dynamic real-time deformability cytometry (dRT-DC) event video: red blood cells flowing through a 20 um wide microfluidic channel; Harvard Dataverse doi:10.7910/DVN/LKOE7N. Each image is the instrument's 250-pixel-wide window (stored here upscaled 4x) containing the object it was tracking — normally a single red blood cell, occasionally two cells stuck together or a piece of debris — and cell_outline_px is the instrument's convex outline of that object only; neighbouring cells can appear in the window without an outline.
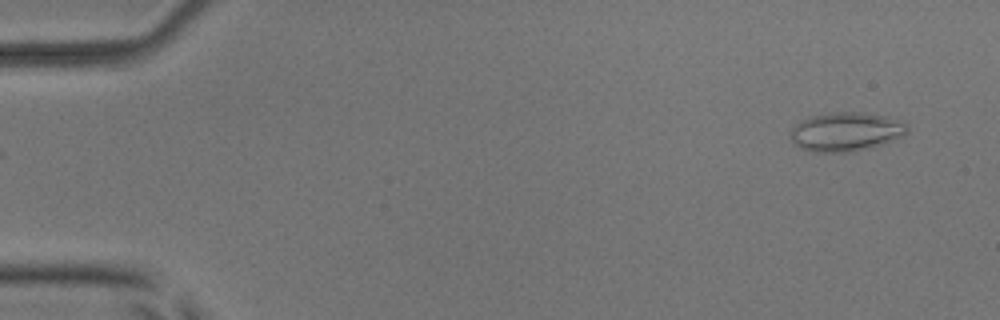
{"species": "common noctule bat (a hibernating species)", "species_latin": "Nyctalus noctula", "temperature_condition": "room temperature", "stored_images_in_passage": 54, "camera_frame_rate_fps": 3000, "um_per_image_px": 0.085, "animal": {"sex": "male", "body_mass_g": 17.9, "forearm_length_mm": 54.2}, "frame": {"image": 1, "passage_image": 4, "time_ms": 1.0, "image_size_px": [1000, 320], "cell_outline_px": [[908, 132], [884, 144], [852, 152], [816, 152], [800, 148], [792, 144], [792, 128], [800, 120], [812, 116], [832, 112], [860, 112], [884, 116], [904, 120], [908, 124]], "centroid_in_image_um": [71.92, 11.2], "position_along_channel_um": 13.1, "area_um2": 26.59}}
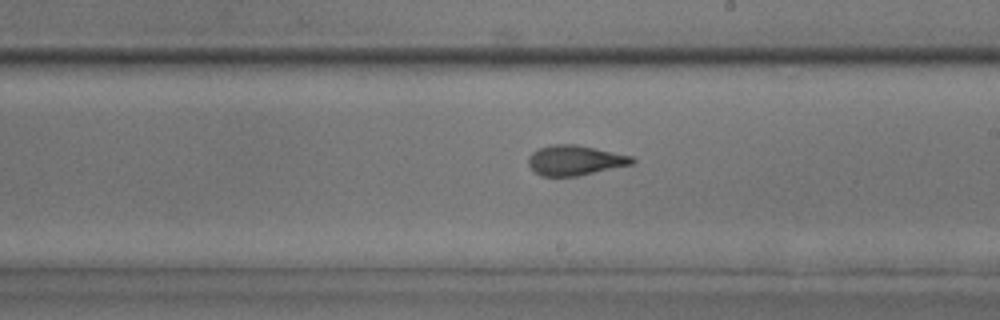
{"frame": {"image": 2, "passage_image": 32, "time_ms": 10.333, "image_size_px": [1000, 320], "cell_outline_px": [[636, 160], [632, 164], [576, 176], [540, 176], [528, 164], [528, 156], [532, 152], [540, 148], [552, 144], [576, 144], [632, 156]], "centroid_in_image_um": [48.85, 13.62], "position_along_channel_um": 240.1, "area_um2": 17.98}}
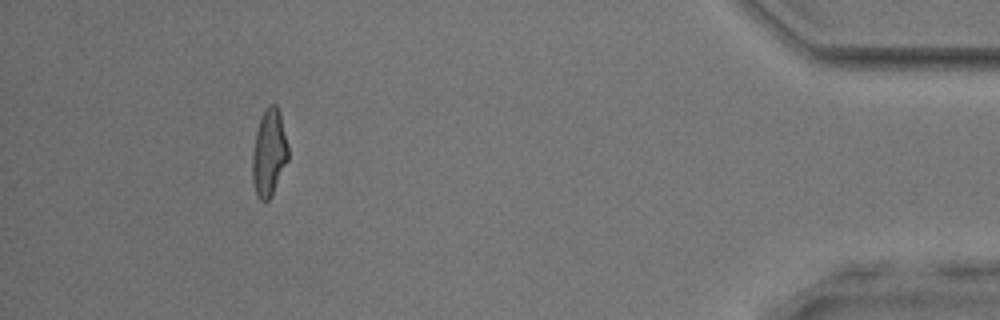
{"frame": {"image": 3, "passage_image": 50, "time_ms": 16.333, "image_size_px": [1000, 320], "cell_outline_px": [[288, 160], [268, 200], [260, 200], [256, 196], [252, 180], [252, 152], [256, 132], [260, 120], [268, 104], [276, 104], [280, 112], [288, 144]], "centroid_in_image_um": [22.86, 12.97], "position_along_channel_um": 412.3, "area_um2": 17.98}, "authors_computed_cell_mechanics": {"area_um2": 18.3515, "velocity_mm_per_s": 3.843, "shape_relaxation_time_tau1_ms": 4.684, "shape_relaxation_time_tau2_ms": 1.6074, "deformation_change_tau1": 0.1809, "deformation_change_tau2": 0.1018}}